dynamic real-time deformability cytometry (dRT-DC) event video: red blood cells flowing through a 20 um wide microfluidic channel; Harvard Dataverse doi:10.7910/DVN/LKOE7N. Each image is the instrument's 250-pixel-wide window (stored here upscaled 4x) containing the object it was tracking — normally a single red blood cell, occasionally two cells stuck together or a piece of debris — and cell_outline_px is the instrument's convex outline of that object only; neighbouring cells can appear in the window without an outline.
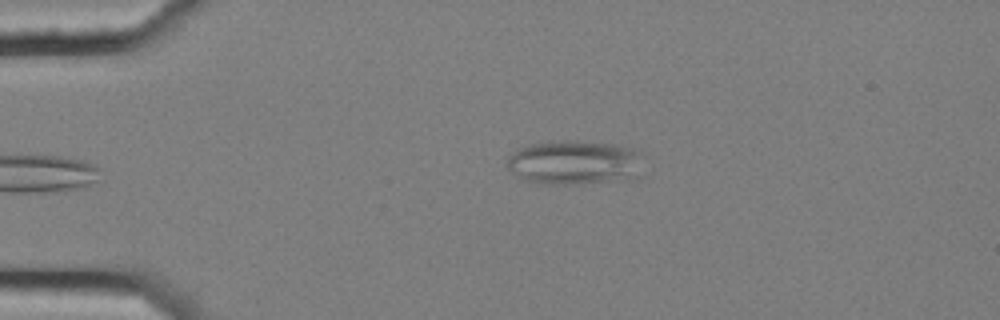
{"species": "common noctule bat (a hibernating species)", "species_latin": "Nyctalus noctula", "temperature_condition": "cold", "stored_images_in_passage": 3, "camera_frame_rate_fps": 3000, "um_per_image_px": 0.085, "animal": {"sex": "female", "body_mass_g": 25.1}, "frame": {"image": 1, "passage_image": 3, "time_ms": 0.667, "image_size_px": [1000, 320], "cell_outline_px": [[636, 176], [628, 180], [572, 184], [544, 184], [520, 180], [504, 164], [508, 156], [512, 152], [528, 144], [560, 140], [576, 140], [612, 144], [632, 148], [636, 152]], "centroid_in_image_um": [48.66, 13.82], "position_along_channel_um": 36.3, "area_um2": 35.03}}